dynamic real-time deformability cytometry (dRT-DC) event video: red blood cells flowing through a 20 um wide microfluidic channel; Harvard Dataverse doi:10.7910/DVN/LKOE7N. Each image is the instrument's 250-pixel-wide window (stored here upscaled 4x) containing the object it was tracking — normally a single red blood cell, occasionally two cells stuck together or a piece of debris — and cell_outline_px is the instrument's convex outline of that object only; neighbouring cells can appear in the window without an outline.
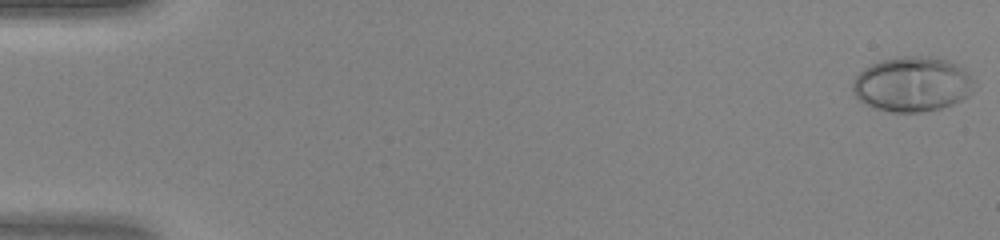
{"species": "human", "species_latin": "Homo sapiens", "temperature_condition": "warm", "stored_images_in_passage": 47, "camera_frame_rate_fps": 3000, "um_per_image_px": 0.085, "donor": {"sex": "female"}, "frame": {"image": 1, "passage_image": 1, "time_ms": 0.0, "image_size_px": [1000, 240], "cell_outline_px": [[972, 92], [968, 96], [952, 104], [940, 108], [920, 112], [892, 112], [872, 108], [860, 100], [852, 92], [852, 84], [856, 76], [864, 68], [880, 60], [900, 56], [928, 56], [948, 60], [964, 68], [972, 80]], "centroid_in_image_um": [77.51, 7.15], "position_along_channel_um": 7.5, "area_um2": 38.84}}
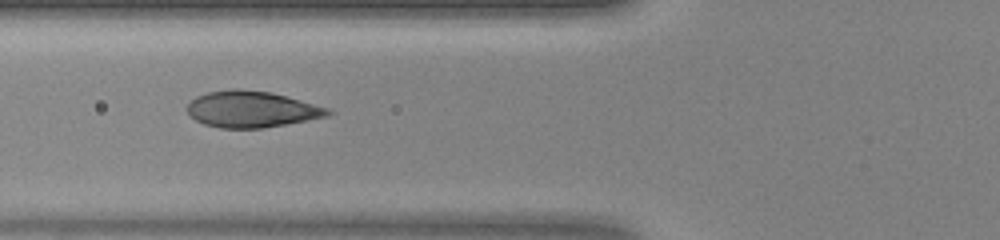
{"frame": {"image": 2, "passage_image": 19, "time_ms": 6.0, "image_size_px": [1000, 240], "cell_outline_px": [[336, 112], [328, 116], [264, 128], [220, 128], [204, 124], [188, 116], [184, 108], [196, 96], [208, 92], [232, 88], [236, 88], [268, 92], [284, 96], [328, 108]], "centroid_in_image_um": [21.33, 9.29], "position_along_channel_um": 104.5, "area_um2": 29.77}}
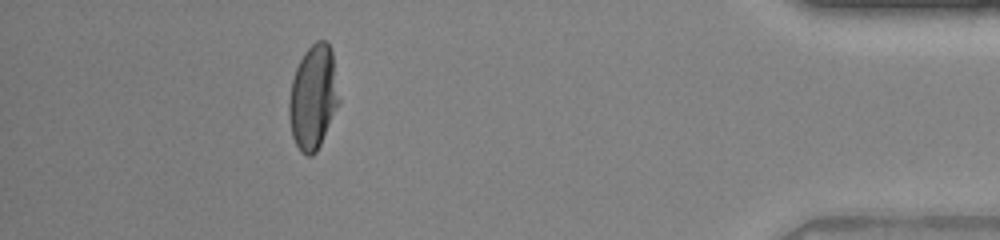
{"frame": {"image": 3, "passage_image": 43, "time_ms": 14.0, "image_size_px": [1000, 240], "cell_outline_px": [[340, 100], [320, 144], [316, 152], [312, 156], [308, 156], [300, 152], [292, 136], [288, 116], [288, 100], [292, 80], [296, 68], [304, 52], [316, 40], [324, 40], [328, 44], [332, 52]], "centroid_in_image_um": [26.6, 8.27], "position_along_channel_um": 408.6, "area_um2": 30.23}}